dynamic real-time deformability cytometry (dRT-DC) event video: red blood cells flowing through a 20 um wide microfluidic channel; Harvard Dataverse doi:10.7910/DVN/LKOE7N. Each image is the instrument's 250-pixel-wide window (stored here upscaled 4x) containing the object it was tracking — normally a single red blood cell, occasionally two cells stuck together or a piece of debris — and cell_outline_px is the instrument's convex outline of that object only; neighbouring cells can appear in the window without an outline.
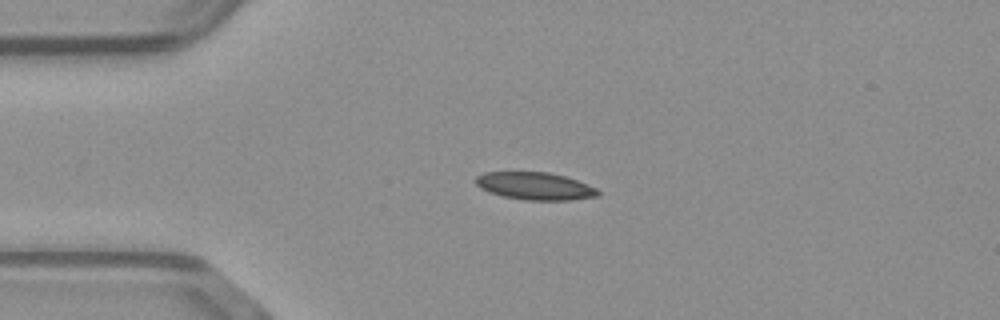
{"species": "common noctule bat (a hibernating species)", "species_latin": "Nyctalus noctula", "temperature_condition": "warm", "stored_images_in_passage": 4, "camera_frame_rate_fps": 3000, "um_per_image_px": 0.085, "animal": {"sex": "male", "body_mass_g": 23.1, "forearm_length_mm": 52.7}, "frame": {"image": 1, "passage_image": 1, "time_ms": 0.0, "image_size_px": [1000, 320], "cell_outline_px": [[600, 196], [568, 200], [528, 200], [504, 196], [488, 192], [480, 188], [476, 184], [476, 176], [484, 172], [548, 172], [564, 176], [588, 184], [596, 188], [600, 192]], "centroid_in_image_um": [45.48, 15.81], "position_along_channel_um": 39.5, "area_um2": 19.54}}